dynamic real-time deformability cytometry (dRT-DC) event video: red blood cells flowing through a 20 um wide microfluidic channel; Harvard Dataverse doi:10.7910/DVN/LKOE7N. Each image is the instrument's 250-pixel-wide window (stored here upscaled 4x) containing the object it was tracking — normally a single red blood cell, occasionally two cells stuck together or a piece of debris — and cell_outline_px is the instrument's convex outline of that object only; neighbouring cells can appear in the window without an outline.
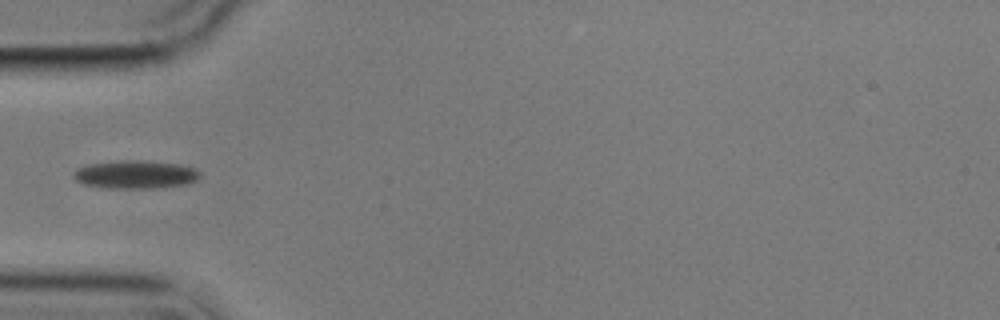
{"species": "common noctule bat (a hibernating species)", "species_latin": "Nyctalus noctula", "temperature_condition": "cold", "stored_images_in_passage": 8, "camera_frame_rate_fps": 3000, "um_per_image_px": 0.085, "animal": {"sex": "male", "body_mass_g": 17.9}, "frame": {"image": 1, "passage_image": 2, "time_ms": 1.333, "image_size_px": [1000, 320], "cell_outline_px": [[200, 176], [196, 180], [188, 184], [156, 188], [108, 188], [84, 184], [76, 180], [72, 176], [72, 172], [76, 168], [84, 164], [120, 160], [144, 160], [180, 164], [196, 168], [200, 172]], "centroid_in_image_um": [11.49, 14.82], "position_along_channel_um": 73.5, "area_um2": 21.15}}
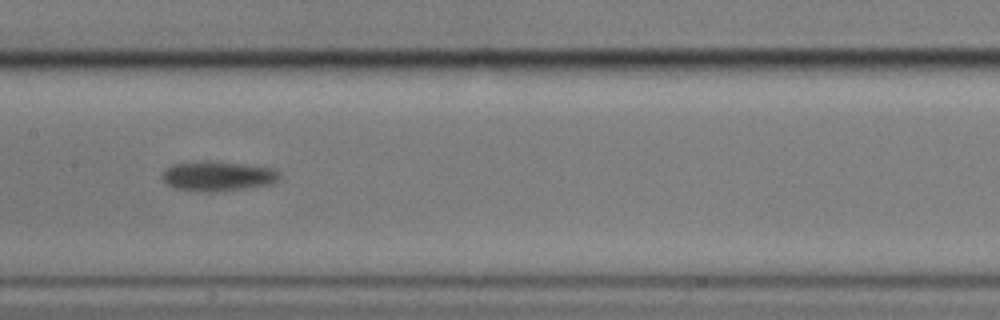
{"frame": {"image": 2, "passage_image": 5, "time_ms": 4.667, "image_size_px": [1000, 320], "cell_outline_px": [[280, 180], [272, 184], [244, 188], [208, 192], [176, 188], [168, 184], [160, 176], [164, 168], [172, 164], [200, 160], [212, 160], [276, 168], [280, 172]], "centroid_in_image_um": [18.53, 14.94], "position_along_channel_um": 188.9, "area_um2": 20.69}}
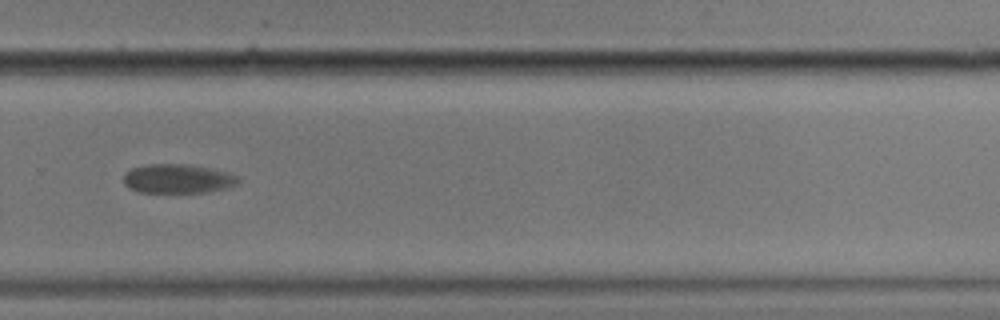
{"frame": {"image": 3, "passage_image": 8, "time_ms": 8.333, "image_size_px": [1000, 320], "cell_outline_px": [[240, 180], [236, 184], [228, 188], [208, 192], [136, 192], [128, 188], [124, 184], [124, 172], [132, 168], [148, 164], [188, 164], [212, 168], [228, 172], [240, 176]], "centroid_in_image_um": [15.13, 15.19], "position_along_channel_um": 314.7, "area_um2": 19.77}}